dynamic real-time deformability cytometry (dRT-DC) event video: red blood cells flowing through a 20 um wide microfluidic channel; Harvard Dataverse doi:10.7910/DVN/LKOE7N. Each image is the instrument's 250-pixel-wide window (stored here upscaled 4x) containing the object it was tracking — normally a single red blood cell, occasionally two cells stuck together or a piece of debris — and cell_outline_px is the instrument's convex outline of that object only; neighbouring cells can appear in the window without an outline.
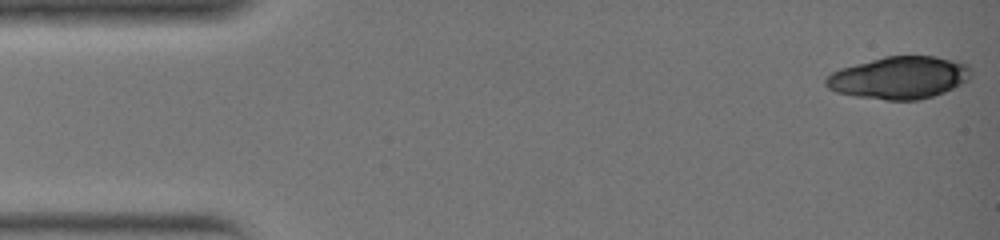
{"species": "common noctule bat (a hibernating species)", "species_latin": "Nyctalus noctula", "temperature_condition": "warm", "stored_images_in_passage": 15, "camera_frame_rate_fps": 3000, "um_per_image_px": 0.085, "animal": {"sex": "female", "body_mass_g": 19.0, "forearm_length_mm": 51.5}, "frame": {"image": 1, "passage_image": 1, "time_ms": 0.0, "image_size_px": [1000, 240], "cell_outline_px": [[972, 76], [968, 80], [944, 92], [932, 96], [916, 100], [884, 100], [856, 96], [836, 92], [828, 88], [824, 84], [824, 80], [832, 72], [840, 68], [884, 56], [936, 56], [968, 64], [972, 68]], "centroid_in_image_um": [76.44, 6.6], "position_along_channel_um": 8.6, "area_um2": 35.89}}